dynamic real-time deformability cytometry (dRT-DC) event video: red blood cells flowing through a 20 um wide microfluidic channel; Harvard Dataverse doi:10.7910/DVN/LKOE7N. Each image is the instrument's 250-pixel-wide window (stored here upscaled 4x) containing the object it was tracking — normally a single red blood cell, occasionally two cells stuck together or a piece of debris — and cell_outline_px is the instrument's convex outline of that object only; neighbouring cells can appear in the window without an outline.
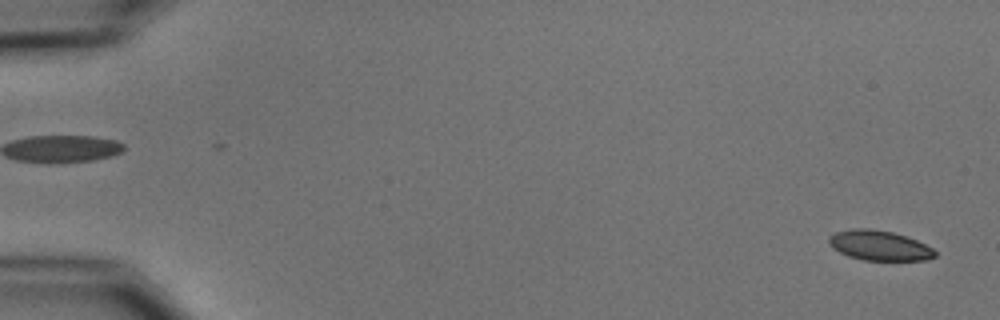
{"species": "common noctule bat (a hibernating species)", "species_latin": "Nyctalus noctula", "temperature_condition": "cold", "stored_images_in_passage": 5, "segment_of_instrument_passage": [2, 2], "camera_frame_rate_fps": 3000, "um_per_image_px": 0.085, "animal": {"sex": "male", "body_mass_g": 15.6}, "frame": {"image": 1, "passage_image": 5, "time_ms": 5.667, "image_size_px": [1000, 320], "cell_outline_px": [[936, 256], [924, 260], [864, 260], [848, 256], [840, 252], [828, 240], [828, 236], [836, 232], [852, 228], [872, 228], [892, 232], [916, 240], [932, 248], [936, 252]], "centroid_in_image_um": [74.74, 20.86], "position_along_channel_um": 10.3, "area_um2": 18.26}}